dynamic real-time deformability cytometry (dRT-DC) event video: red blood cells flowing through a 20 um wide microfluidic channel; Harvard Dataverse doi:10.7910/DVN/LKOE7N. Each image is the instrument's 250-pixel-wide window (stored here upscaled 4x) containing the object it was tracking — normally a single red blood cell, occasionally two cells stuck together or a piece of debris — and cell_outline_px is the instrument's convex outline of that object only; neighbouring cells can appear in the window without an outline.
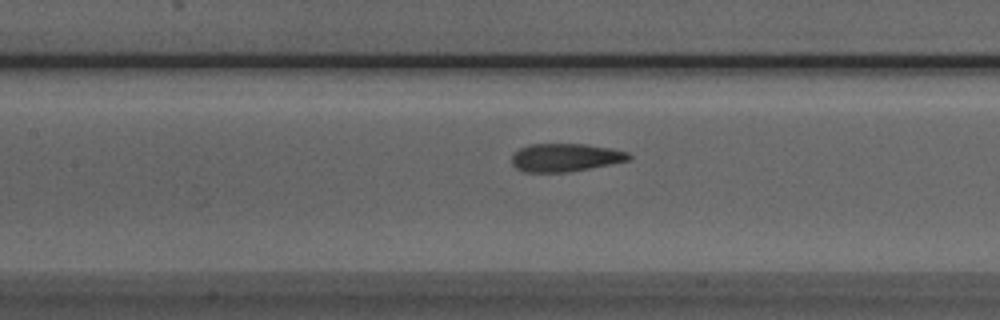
{"species": "Egyptian fruit bat (a non-hibernating species)", "species_latin": "Rousettus aegyptiacus", "temperature_condition": "room temperature", "stored_images_in_passage": 25, "camera_frame_rate_fps": 3000, "um_per_image_px": 0.085, "animal": {"sex": "male"}, "frame": {"image": 1, "passage_image": 16, "time_ms": 5.0, "image_size_px": [1000, 320], "cell_outline_px": [[632, 156], [628, 160], [568, 172], [524, 172], [516, 168], [512, 164], [512, 156], [520, 148], [528, 144], [584, 144], [612, 148], [628, 152]], "centroid_in_image_um": [48.03, 13.38], "position_along_channel_um": 159.4, "area_um2": 19.02}}
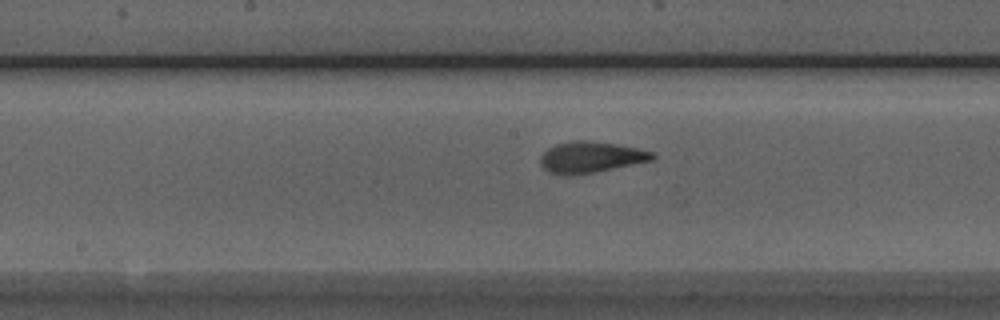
{"frame": {"image": 2, "passage_image": 19, "time_ms": 6.0, "image_size_px": [1000, 320], "cell_outline_px": [[656, 156], [652, 160], [592, 172], [568, 176], [560, 176], [548, 172], [540, 164], [540, 156], [548, 148], [556, 144], [576, 140], [584, 140], [616, 144], [636, 148], [652, 152]], "centroid_in_image_um": [50.14, 13.37], "position_along_channel_um": 198.1, "area_um2": 20.11}}
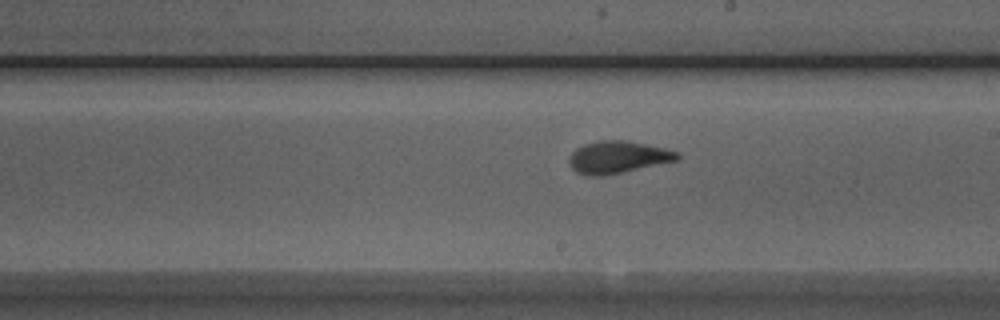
{"frame": {"image": 3, "passage_image": 22, "time_ms": 7.0, "image_size_px": [1000, 320], "cell_outline_px": [[680, 160], [604, 176], [588, 176], [576, 172], [568, 164], [568, 160], [572, 152], [576, 148], [584, 144], [600, 140], [624, 140], [664, 148], [680, 152]], "centroid_in_image_um": [52.51, 13.37], "position_along_channel_um": 236.5, "area_um2": 20.46}}